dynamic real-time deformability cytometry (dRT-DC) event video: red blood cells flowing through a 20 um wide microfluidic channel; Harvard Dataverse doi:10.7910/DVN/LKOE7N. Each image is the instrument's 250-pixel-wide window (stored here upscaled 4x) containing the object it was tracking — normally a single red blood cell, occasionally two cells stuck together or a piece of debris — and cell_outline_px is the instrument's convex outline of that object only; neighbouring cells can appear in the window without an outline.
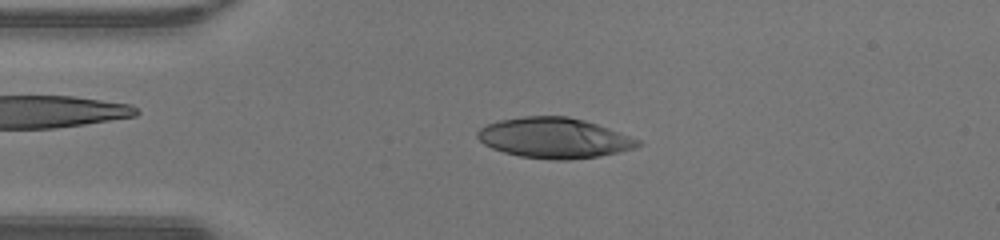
{"species": "human", "species_latin": "Homo sapiens", "temperature_condition": "warm", "stored_images_in_passage": 46, "camera_frame_rate_fps": 3000, "um_per_image_px": 0.085, "donor": {"sex": "male"}, "frame": {"image": 1, "passage_image": 9, "time_ms": 2.667, "image_size_px": [1000, 240], "cell_outline_px": [[644, 144], [636, 148], [620, 152], [600, 156], [568, 160], [548, 160], [520, 156], [504, 152], [492, 148], [484, 144], [476, 136], [476, 132], [480, 128], [488, 124], [500, 120], [524, 116], [568, 116], [584, 120], [608, 128], [640, 140]], "centroid_in_image_um": [47.12, 11.73], "position_along_channel_um": 37.9, "area_um2": 37.8}}
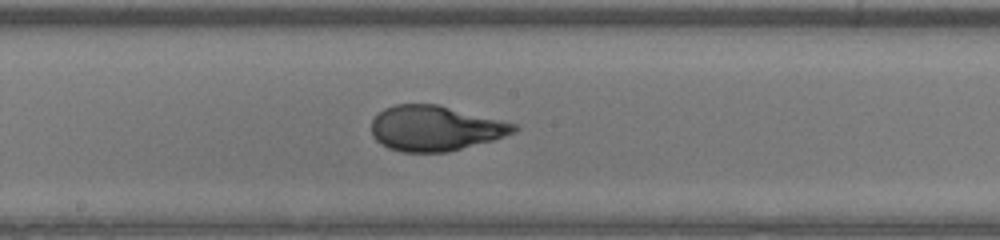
{"frame": {"image": 2, "passage_image": 23, "time_ms": 7.333, "image_size_px": [1000, 240], "cell_outline_px": [[520, 128], [516, 132], [492, 140], [448, 152], [400, 152], [388, 148], [376, 140], [372, 136], [372, 120], [384, 108], [396, 104], [440, 104], [516, 124]], "centroid_in_image_um": [36.99, 10.9], "position_along_channel_um": 211.2, "area_um2": 37.57}}
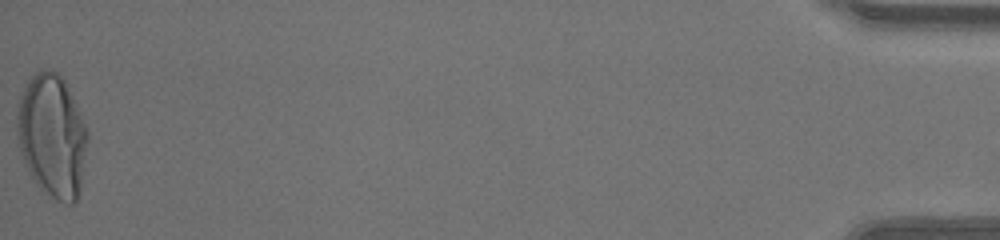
{"frame": {"image": 3, "passage_image": 46, "time_ms": 15.0, "image_size_px": [1000, 240], "cell_outline_px": [[88, 140], [80, 188], [76, 200], [72, 204], [68, 204], [56, 200], [40, 188], [32, 176], [24, 160], [20, 148], [16, 128], [16, 104], [24, 84], [40, 68], [44, 68], [56, 72], [64, 80], [68, 88], [88, 132]], "centroid_in_image_um": [4.4, 11.5], "position_along_channel_um": 430.8, "area_um2": 50.46}, "authors_computed_cell_mechanics": {"area_um2": 37.8301, "velocity_mm_per_s": 4.3071, "shape_relaxation_time_tau1_ms": 5.9134, "shape_relaxation_time_tau2_ms": null, "deformation_change_tau1": 0.3033, "deformation_change_tau2": null}}